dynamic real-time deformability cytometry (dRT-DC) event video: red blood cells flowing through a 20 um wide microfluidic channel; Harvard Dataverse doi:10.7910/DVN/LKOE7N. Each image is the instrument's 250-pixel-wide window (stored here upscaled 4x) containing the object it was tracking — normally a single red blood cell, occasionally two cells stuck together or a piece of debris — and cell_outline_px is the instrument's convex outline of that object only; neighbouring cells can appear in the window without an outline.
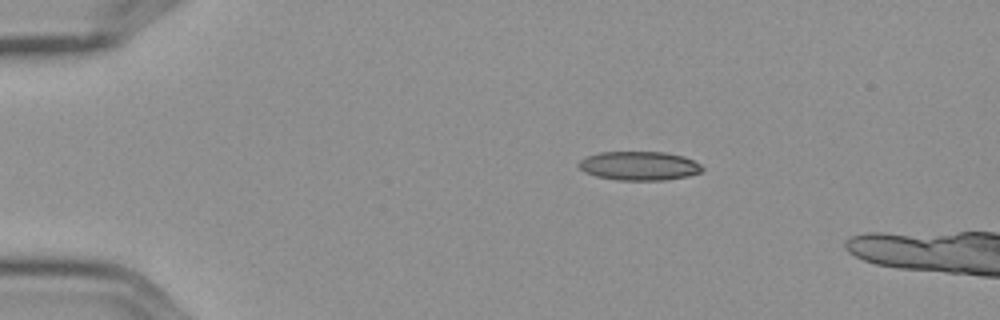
{"species": "Egyptian fruit bat (a non-hibernating species)", "species_latin": "Rousettus aegyptiacus", "temperature_condition": "cold", "stored_images_in_passage": 4, "camera_frame_rate_fps": 3000, "um_per_image_px": 0.085, "frame": {"image": 1, "passage_image": 2, "time_ms": 0.333, "image_size_px": [1000, 320], "cell_outline_px": [[704, 168], [700, 172], [688, 176], [664, 180], [616, 180], [596, 176], [584, 172], [576, 164], [580, 160], [588, 156], [600, 152], [664, 152], [684, 156], [700, 164]], "centroid_in_image_um": [54.32, 14.1], "position_along_channel_um": 30.7, "area_um2": 20.81}}